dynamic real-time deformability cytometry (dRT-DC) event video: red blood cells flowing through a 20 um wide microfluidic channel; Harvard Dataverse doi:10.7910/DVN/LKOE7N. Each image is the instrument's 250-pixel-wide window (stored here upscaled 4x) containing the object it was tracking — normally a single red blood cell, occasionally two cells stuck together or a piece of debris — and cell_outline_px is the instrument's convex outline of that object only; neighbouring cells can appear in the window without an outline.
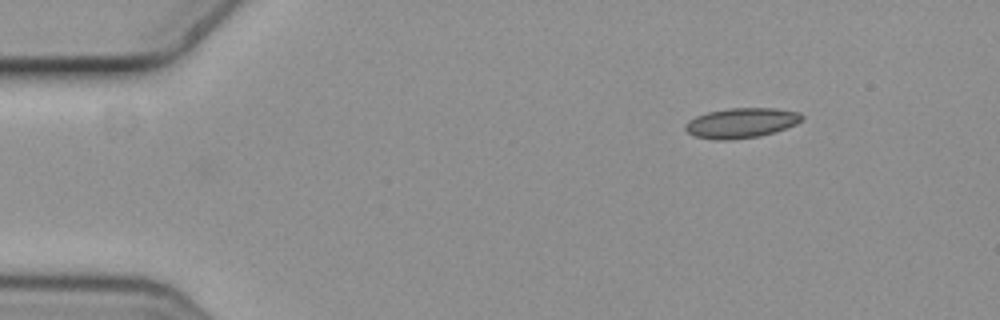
{"species": "common noctule bat (a hibernating species)", "species_latin": "Nyctalus noctula", "temperature_condition": "cold", "stored_images_in_passage": 5, "camera_frame_rate_fps": 3000, "um_per_image_px": 0.085, "animal": {"sex": "female", "body_mass_g": 19.3, "forearm_length_mm": 54.1}, "frame": {"image": 1, "passage_image": 1, "time_ms": 0.0, "image_size_px": [1000, 320], "cell_outline_px": [[804, 120], [796, 124], [776, 132], [760, 136], [728, 140], [716, 140], [696, 136], [688, 132], [684, 128], [684, 124], [688, 120], [696, 116], [708, 112], [728, 108], [776, 108], [800, 112], [804, 116]], "centroid_in_image_um": [63.04, 10.44], "position_along_channel_um": 22.0, "area_um2": 20.58}}
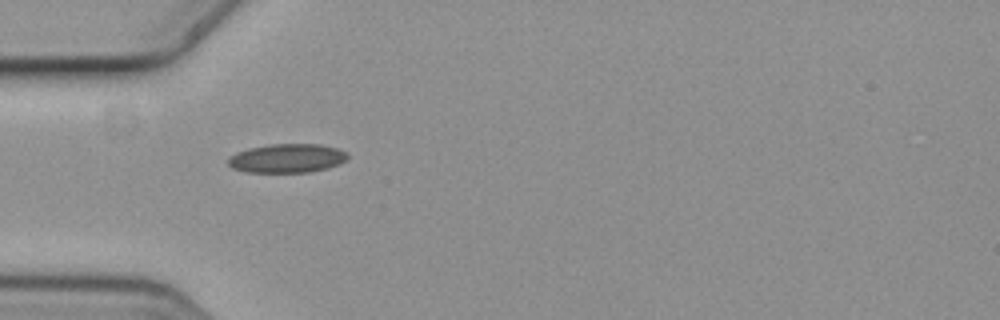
{"frame": {"image": 2, "passage_image": 4, "time_ms": 1.0, "image_size_px": [1000, 320], "cell_outline_px": [[348, 160], [340, 164], [328, 168], [308, 172], [244, 172], [232, 168], [228, 164], [228, 156], [236, 152], [248, 148], [268, 144], [320, 144], [336, 148], [348, 152]], "centroid_in_image_um": [24.4, 13.45], "position_along_channel_um": 60.6, "area_um2": 20.4}}
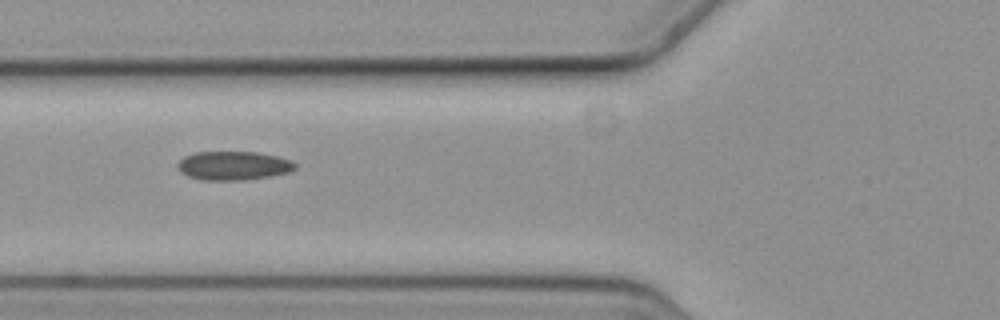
{"frame": {"image": 3, "passage_image": 5, "time_ms": 1.333, "image_size_px": [1000, 320], "cell_outline_px": [[296, 168], [288, 172], [272, 176], [244, 180], [204, 180], [188, 176], [180, 172], [176, 168], [176, 164], [184, 156], [196, 152], [256, 152], [276, 156], [292, 160], [296, 164]], "centroid_in_image_um": [19.82, 14.08], "position_along_channel_um": 106.0, "area_um2": 19.83}}